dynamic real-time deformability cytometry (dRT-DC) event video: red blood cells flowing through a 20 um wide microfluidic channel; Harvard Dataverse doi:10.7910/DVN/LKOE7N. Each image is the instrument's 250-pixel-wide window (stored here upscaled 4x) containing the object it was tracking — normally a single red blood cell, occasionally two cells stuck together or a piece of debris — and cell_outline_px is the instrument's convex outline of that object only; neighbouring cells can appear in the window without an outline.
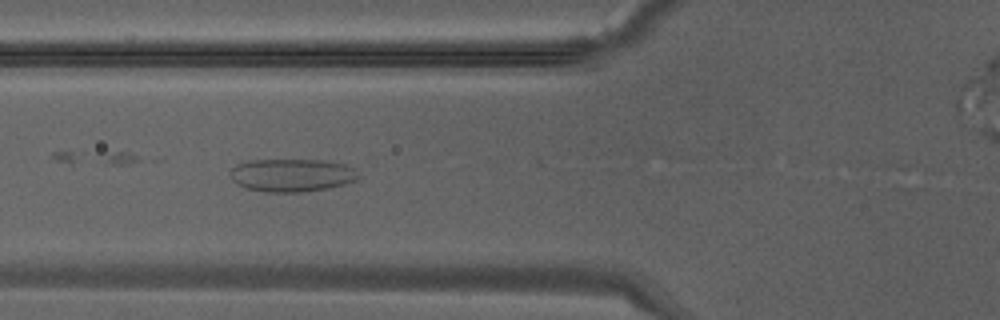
{"species": "Egyptian fruit bat (a non-hibernating species)", "species_latin": "Rousettus aegyptiacus", "temperature_condition": "warm", "stored_images_in_passage": 6, "camera_frame_rate_fps": 3000, "um_per_image_px": 0.085, "animal": {"sex": "male"}, "frame": {"image": 1, "passage_image": 4, "time_ms": 1.0, "image_size_px": [1000, 320], "cell_outline_px": [[360, 176], [356, 180], [344, 184], [328, 188], [300, 192], [268, 192], [248, 188], [236, 184], [232, 180], [232, 168], [236, 164], [248, 160], [320, 160], [348, 164], [356, 168]], "centroid_in_image_um": [24.85, 14.88], "position_along_channel_um": 100.9, "area_um2": 24.68}}